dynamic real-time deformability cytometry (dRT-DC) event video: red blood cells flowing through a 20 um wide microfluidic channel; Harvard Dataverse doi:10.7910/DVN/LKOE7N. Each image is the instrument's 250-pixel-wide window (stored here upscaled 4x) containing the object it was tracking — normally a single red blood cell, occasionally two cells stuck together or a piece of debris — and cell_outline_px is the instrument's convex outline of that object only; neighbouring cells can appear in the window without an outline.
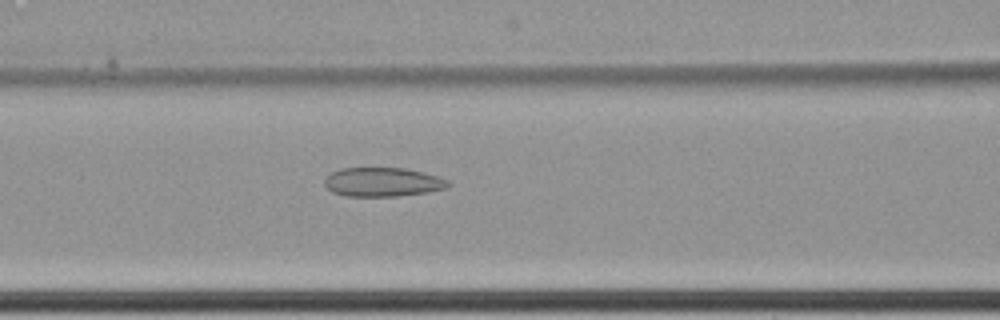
{"species": "common noctule bat (a hibernating species)", "species_latin": "Nyctalus noctula", "temperature_condition": "cold", "stored_images_in_passage": 52, "camera_frame_rate_fps": 3000, "um_per_image_px": 0.085, "animal": {"sex": "female", "body_mass_g": 22.7, "forearm_length_mm": 54.2}, "frame": {"image": 1, "passage_image": 19, "time_ms": 6.0, "image_size_px": [1000, 320], "cell_outline_px": [[452, 184], [448, 188], [428, 192], [396, 196], [348, 196], [332, 192], [324, 184], [324, 180], [332, 172], [340, 168], [404, 168], [424, 172], [448, 180]], "centroid_in_image_um": [32.55, 15.47], "position_along_channel_um": 134.0, "area_um2": 20.92}}
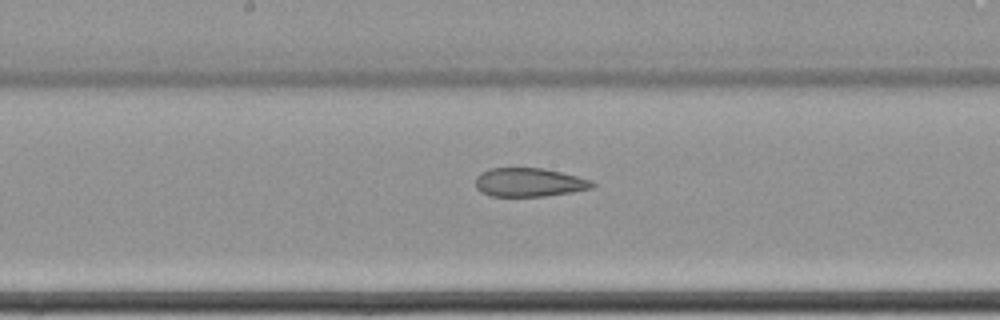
{"frame": {"image": 2, "passage_image": 25, "time_ms": 8.0, "image_size_px": [1000, 320], "cell_outline_px": [[596, 184], [592, 188], [572, 192], [544, 196], [492, 196], [480, 192], [476, 188], [476, 176], [480, 172], [488, 168], [540, 168], [560, 172], [592, 180]], "centroid_in_image_um": [44.95, 15.5], "position_along_channel_um": 203.3, "area_um2": 19.54}}
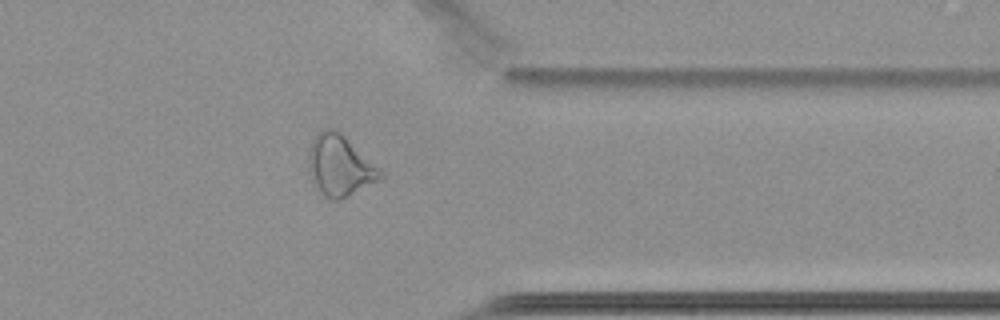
{"frame": {"image": 3, "passage_image": 41, "time_ms": 13.333, "image_size_px": [1000, 320], "cell_outline_px": [[384, 176], [348, 196], [340, 200], [332, 200], [324, 196], [320, 192], [316, 184], [308, 164], [308, 156], [312, 140], [324, 128], [332, 128], [340, 132], [384, 172]], "centroid_in_image_um": [28.89, 14.07], "position_along_channel_um": 382.5, "area_um2": 24.8}, "authors_computed_cell_mechanics": {"area_um2": 24.0448, "velocity_mm_per_s": 3.4572, "shape_relaxation_time_tau1_ms": null, "shape_relaxation_time_tau2_ms": 3.1072, "deformation_change_tau1": null, "deformation_change_tau2": 0.1259}}